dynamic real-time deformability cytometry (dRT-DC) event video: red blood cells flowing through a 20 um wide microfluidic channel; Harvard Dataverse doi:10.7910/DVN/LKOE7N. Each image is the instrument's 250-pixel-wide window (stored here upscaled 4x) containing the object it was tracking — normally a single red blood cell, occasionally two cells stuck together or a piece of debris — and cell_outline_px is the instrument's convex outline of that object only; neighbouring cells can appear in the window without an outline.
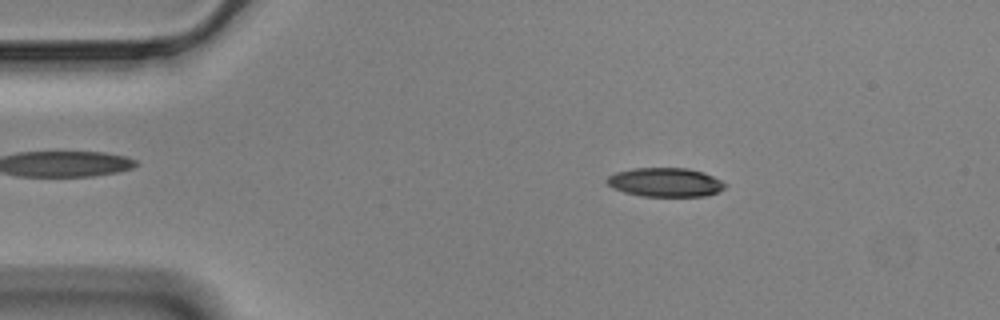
{"species": "Egyptian fruit bat (a non-hibernating species)", "species_latin": "Rousettus aegyptiacus", "temperature_condition": "cold", "stored_images_in_passage": 56, "camera_frame_rate_fps": 3000, "um_per_image_px": 0.085, "animal": {"sex": "male"}, "frame": {"image": 1, "passage_image": 9, "time_ms": 2.667, "image_size_px": [1000, 320], "cell_outline_px": [[728, 184], [724, 188], [716, 192], [704, 196], [640, 196], [624, 192], [612, 188], [604, 180], [608, 176], [616, 172], [632, 168], [688, 168], [704, 172]], "centroid_in_image_um": [56.52, 15.49], "position_along_channel_um": 28.5, "area_um2": 20.0}}
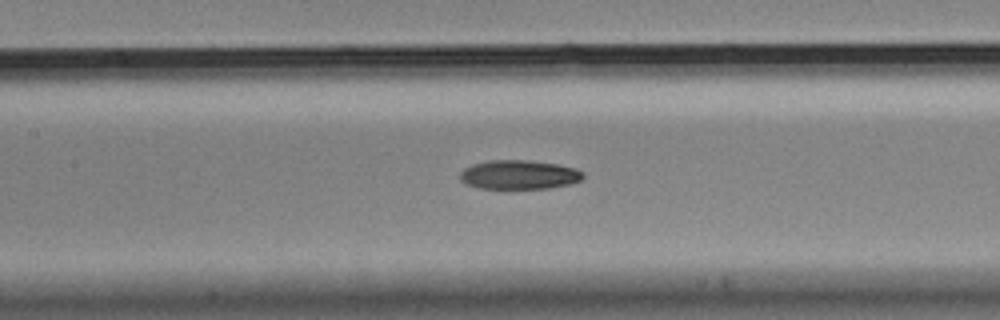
{"frame": {"image": 2, "passage_image": 25, "time_ms": 8.0, "image_size_px": [1000, 320], "cell_outline_px": [[584, 176], [580, 180], [568, 184], [548, 188], [480, 188], [468, 184], [460, 180], [460, 172], [464, 168], [472, 164], [488, 160], [528, 160], [556, 164], [576, 168], [584, 172]], "centroid_in_image_um": [44.11, 14.84], "position_along_channel_um": 163.3, "area_um2": 20.75}}
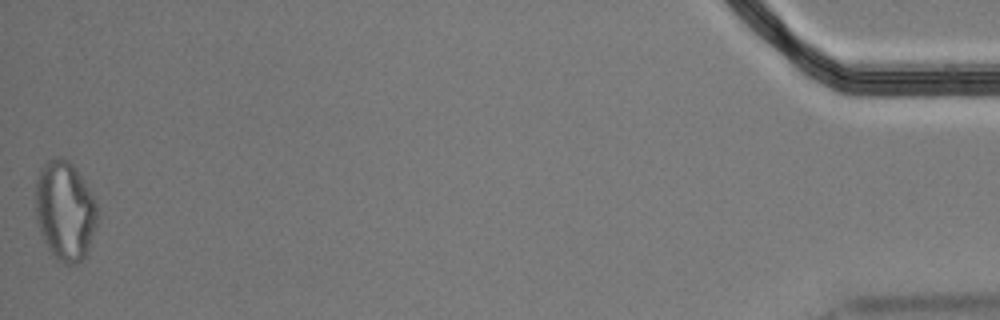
{"frame": {"image": 3, "passage_image": 56, "time_ms": 18.333, "image_size_px": [1000, 320], "cell_outline_px": [[100, 212], [96, 228], [88, 252], [76, 264], [64, 264], [52, 256], [40, 232], [36, 220], [36, 180], [40, 168], [48, 160], [56, 156], [60, 156], [68, 160], [76, 168], [84, 180], [96, 200]], "centroid_in_image_um": [5.55, 17.91], "position_along_channel_um": 429.7, "area_um2": 36.47}}